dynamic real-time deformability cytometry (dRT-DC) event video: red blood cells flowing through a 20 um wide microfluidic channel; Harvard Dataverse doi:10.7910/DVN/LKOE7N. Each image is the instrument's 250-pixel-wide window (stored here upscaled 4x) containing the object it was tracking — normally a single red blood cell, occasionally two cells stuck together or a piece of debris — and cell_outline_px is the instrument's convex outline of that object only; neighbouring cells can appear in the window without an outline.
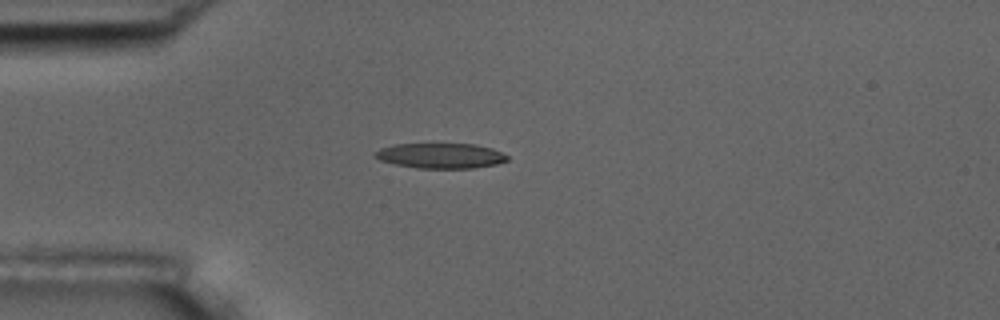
{"species": "common noctule bat (a hibernating species)", "species_latin": "Nyctalus noctula", "temperature_condition": "room temperature", "stored_images_in_passage": 34, "camera_frame_rate_fps": 3000, "um_per_image_px": 0.085, "animal": {"sex": "male", "body_mass_g": 17.5, "forearm_length_mm": 52.3}, "frame": {"image": 1, "passage_image": 1, "time_ms": 0.0, "image_size_px": [1000, 320], "cell_outline_px": [[508, 160], [496, 164], [472, 168], [416, 168], [396, 164], [380, 160], [372, 152], [380, 148], [396, 144], [476, 144], [492, 148], [508, 156]], "centroid_in_image_um": [37.45, 13.23], "position_along_channel_um": 47.6, "area_um2": 19.31}}
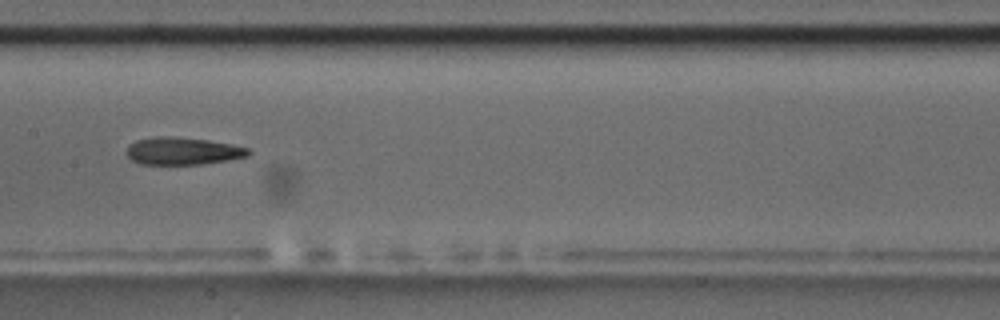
{"frame": {"image": 2, "passage_image": 14, "time_ms": 4.333, "image_size_px": [1000, 320], "cell_outline_px": [[252, 152], [248, 156], [228, 160], [204, 164], [140, 164], [132, 160], [124, 152], [128, 144], [136, 140], [156, 136], [176, 136], [208, 140], [232, 144], [248, 148]], "centroid_in_image_um": [15.51, 12.83], "position_along_channel_um": 191.9, "area_um2": 19.77}}
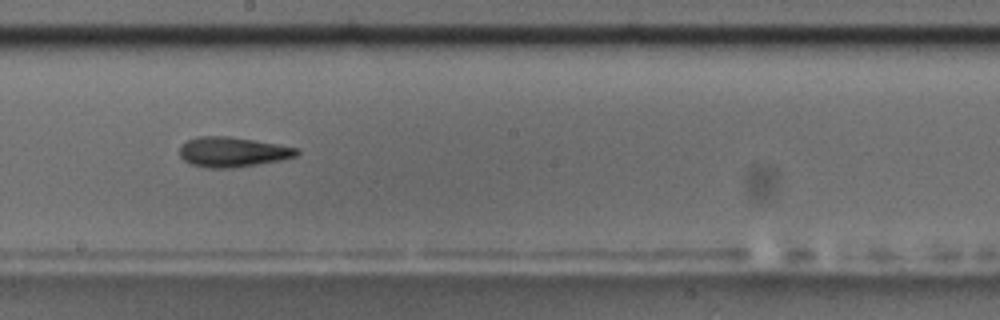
{"frame": {"image": 3, "passage_image": 17, "time_ms": 5.333, "image_size_px": [1000, 320], "cell_outline_px": [[300, 152], [296, 156], [280, 160], [232, 168], [208, 168], [192, 164], [184, 160], [180, 156], [180, 144], [188, 140], [200, 136], [228, 136], [300, 148]], "centroid_in_image_um": [19.76, 12.91], "position_along_channel_um": 228.4, "area_um2": 20.29}, "authors_computed_cell_mechanics": {"area_um2": 19.7965, "velocity_mm_per_s": 3.6729, "shape_relaxation_time_tau1_ms": 7.9883, "shape_relaxation_time_tau2_ms": 11.3671, "deformation_change_tau1": 0.2073, "deformation_change_tau2": 0.307}}